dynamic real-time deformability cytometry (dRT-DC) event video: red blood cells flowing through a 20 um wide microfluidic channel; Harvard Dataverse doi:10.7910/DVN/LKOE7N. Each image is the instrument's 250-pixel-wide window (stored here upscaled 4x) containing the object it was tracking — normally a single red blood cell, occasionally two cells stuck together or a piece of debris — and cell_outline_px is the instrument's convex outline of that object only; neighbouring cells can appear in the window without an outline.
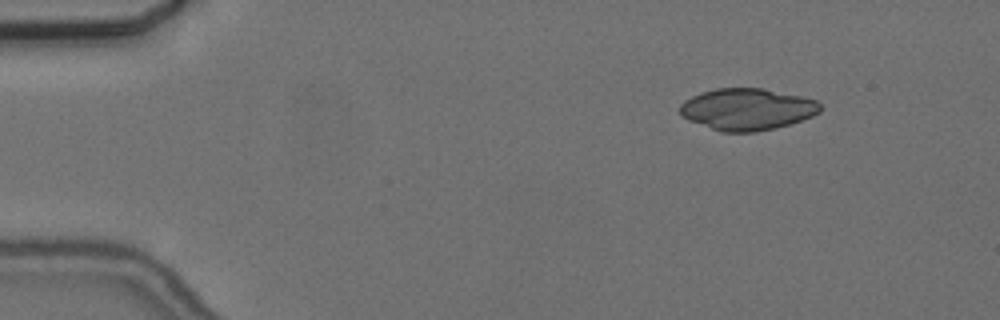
{"species": "common noctule bat (a hibernating species)", "species_latin": "Nyctalus noctula", "temperature_condition": "cold", "stored_images_in_passage": 25, "camera_frame_rate_fps": 3000, "um_per_image_px": 0.085, "animal": {"sex": "female", "body_mass_g": 24.6, "forearm_length_mm": 56.2}, "frame": {"image": 1, "passage_image": 1, "time_ms": 0.0, "image_size_px": [1000, 320], "cell_outline_px": [[820, 112], [812, 116], [776, 128], [756, 132], [720, 132], [688, 120], [680, 116], [680, 104], [684, 100], [700, 92], [716, 88], [764, 88], [800, 96], [816, 100], [820, 104]], "centroid_in_image_um": [63.46, 9.28], "position_along_channel_um": 21.5, "area_um2": 34.22}}